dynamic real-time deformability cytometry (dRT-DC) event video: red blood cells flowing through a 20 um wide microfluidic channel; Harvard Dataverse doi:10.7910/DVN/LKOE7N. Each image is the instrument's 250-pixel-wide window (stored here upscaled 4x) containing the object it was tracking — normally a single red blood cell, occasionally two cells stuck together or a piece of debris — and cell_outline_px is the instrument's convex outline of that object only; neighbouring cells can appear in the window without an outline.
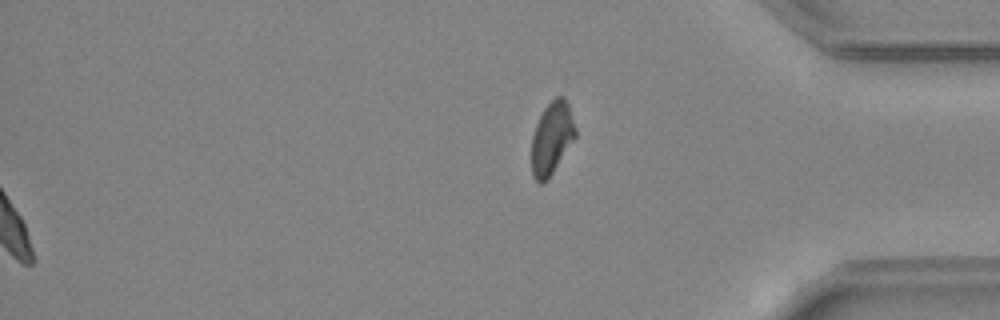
{"species": "common noctule bat (a hibernating species)", "species_latin": "Nyctalus noctula", "temperature_condition": "warm", "stored_images_in_passage": 52, "segment_of_instrument_passage": [2, 2], "camera_frame_rate_fps": 3000, "um_per_image_px": 0.085, "animal": {"sex": "female", "body_mass_g": 24.6, "forearm_length_mm": 56.2}, "frame": {"image": 1, "passage_image": 52, "time_ms": 17.0, "image_size_px": [1000, 320], "cell_outline_px": [[576, 136], [548, 180], [544, 184], [540, 184], [532, 176], [532, 136], [536, 124], [544, 108], [556, 96], [564, 96], [568, 104], [576, 128]], "centroid_in_image_um": [46.9, 11.76], "position_along_channel_um": 388.3, "area_um2": 18.5}}